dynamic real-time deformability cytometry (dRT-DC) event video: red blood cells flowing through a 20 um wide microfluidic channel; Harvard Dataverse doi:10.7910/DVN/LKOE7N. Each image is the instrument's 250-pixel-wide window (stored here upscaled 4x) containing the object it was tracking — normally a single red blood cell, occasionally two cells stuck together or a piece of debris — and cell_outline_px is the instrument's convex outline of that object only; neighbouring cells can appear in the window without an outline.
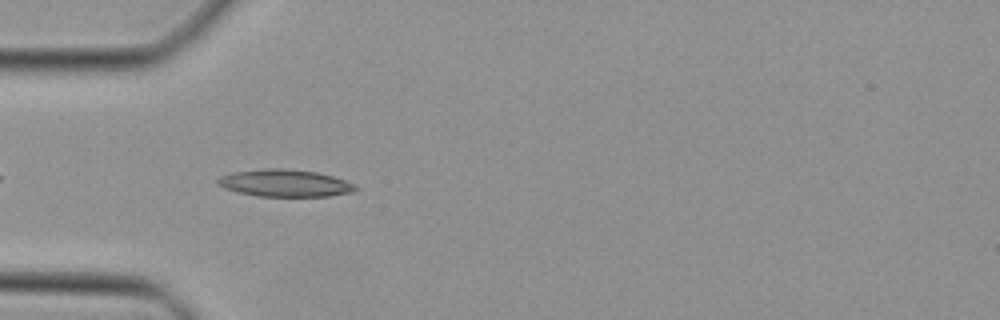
{"species": "Egyptian fruit bat (a non-hibernating species)", "species_latin": "Rousettus aegyptiacus", "temperature_condition": "cold", "stored_images_in_passage": 35, "camera_frame_rate_fps": 3000, "um_per_image_px": 0.085, "animal": {"sex": "female"}, "frame": {"image": 1, "passage_image": 3, "time_ms": 0.667, "image_size_px": [1000, 320], "cell_outline_px": [[360, 188], [352, 192], [328, 196], [260, 196], [240, 192], [224, 188], [216, 184], [216, 180], [220, 176], [232, 172], [268, 168], [284, 168], [316, 172], [332, 176], [344, 180]], "centroid_in_image_um": [24.19, 15.56], "position_along_channel_um": 60.8, "area_um2": 21.68}}
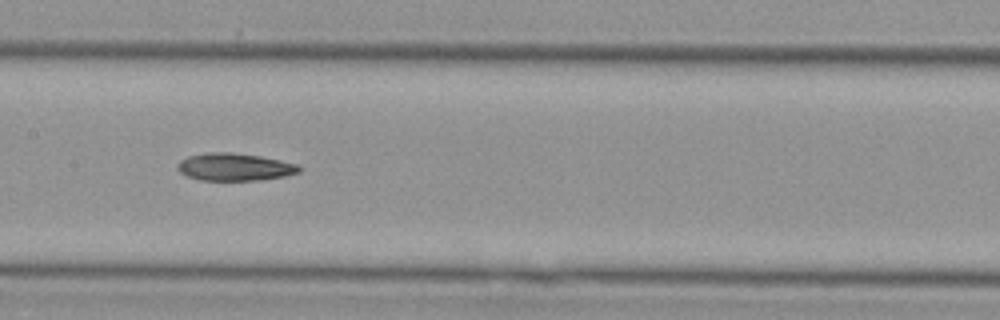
{"frame": {"image": 2, "passage_image": 12, "time_ms": 3.667, "image_size_px": [1000, 320], "cell_outline_px": [[304, 168], [300, 172], [284, 176], [260, 180], [200, 180], [188, 176], [180, 172], [176, 168], [176, 164], [180, 160], [188, 156], [208, 152], [232, 152], [260, 156], [300, 164]], "centroid_in_image_um": [19.97, 14.18], "position_along_channel_um": 187.4, "area_um2": 19.71}}
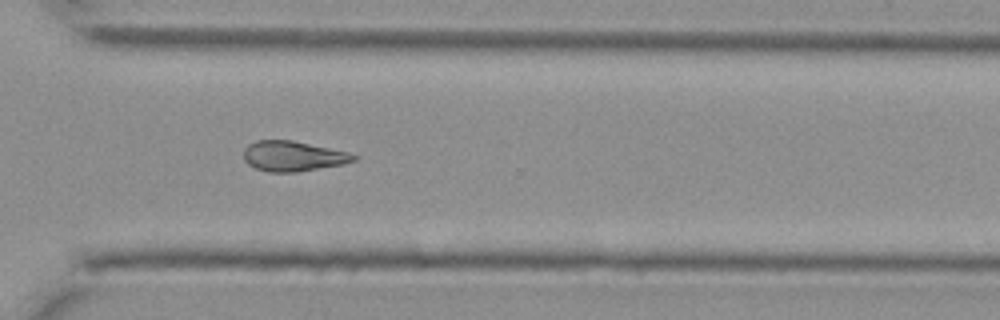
{"frame": {"image": 3, "passage_image": 23, "time_ms": 7.333, "image_size_px": [1000, 320], "cell_outline_px": [[360, 156], [356, 160], [344, 164], [296, 172], [268, 172], [256, 168], [248, 164], [244, 160], [244, 148], [248, 144], [256, 140], [292, 140], [348, 152]], "centroid_in_image_um": [24.91, 13.27], "position_along_channel_um": 345.7, "area_um2": 19.42}}